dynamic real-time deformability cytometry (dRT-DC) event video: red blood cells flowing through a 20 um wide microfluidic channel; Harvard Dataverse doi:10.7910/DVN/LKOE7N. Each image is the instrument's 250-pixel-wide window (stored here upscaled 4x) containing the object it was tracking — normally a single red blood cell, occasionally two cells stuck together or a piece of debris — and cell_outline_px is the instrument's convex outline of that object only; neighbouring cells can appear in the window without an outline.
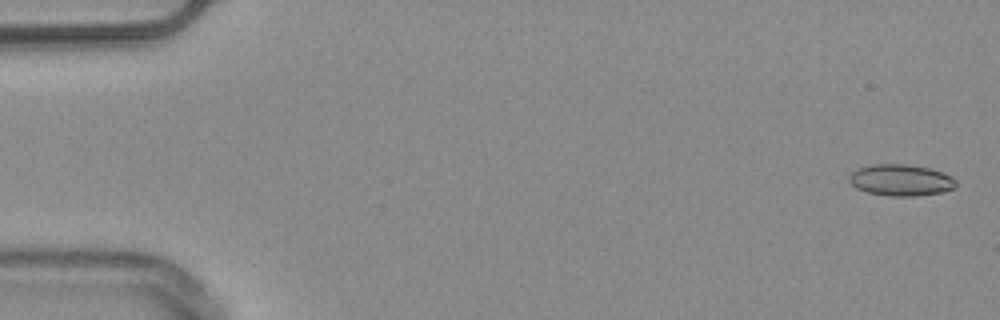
{"species": "common noctule bat (a hibernating species)", "species_latin": "Nyctalus noctula", "temperature_condition": "warm", "stored_images_in_passage": 5, "camera_frame_rate_fps": 3000, "um_per_image_px": 0.085, "animal": {"sex": "male", "body_mass_g": 20.4}, "frame": {"image": 1, "passage_image": 1, "time_ms": 0.0, "image_size_px": [1000, 320], "cell_outline_px": [[956, 184], [952, 188], [944, 192], [916, 196], [892, 196], [864, 192], [856, 188], [848, 180], [848, 176], [852, 172], [860, 168], [872, 164], [908, 164], [928, 168], [944, 172], [952, 176], [956, 180]], "centroid_in_image_um": [76.57, 15.31], "position_along_channel_um": 8.4, "area_um2": 19.71}}
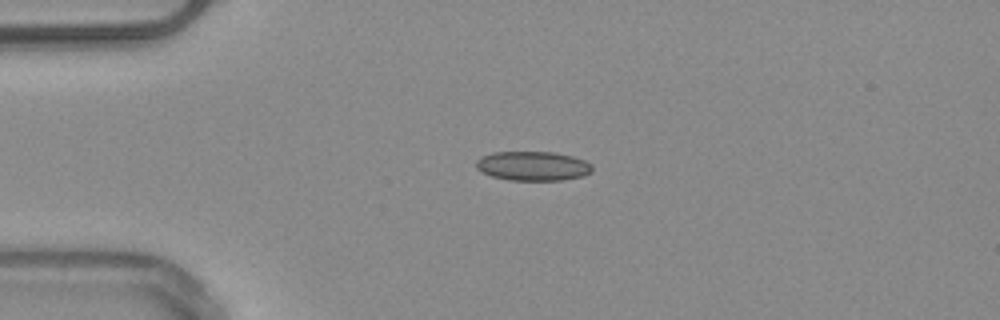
{"frame": {"image": 2, "passage_image": 4, "time_ms": 3.667, "image_size_px": [1000, 320], "cell_outline_px": [[592, 172], [584, 176], [560, 180], [508, 180], [492, 176], [476, 168], [476, 160], [480, 156], [492, 152], [552, 152], [572, 156], [584, 160], [592, 164]], "centroid_in_image_um": [45.29, 14.1], "position_along_channel_um": 39.7, "area_um2": 19.88}}